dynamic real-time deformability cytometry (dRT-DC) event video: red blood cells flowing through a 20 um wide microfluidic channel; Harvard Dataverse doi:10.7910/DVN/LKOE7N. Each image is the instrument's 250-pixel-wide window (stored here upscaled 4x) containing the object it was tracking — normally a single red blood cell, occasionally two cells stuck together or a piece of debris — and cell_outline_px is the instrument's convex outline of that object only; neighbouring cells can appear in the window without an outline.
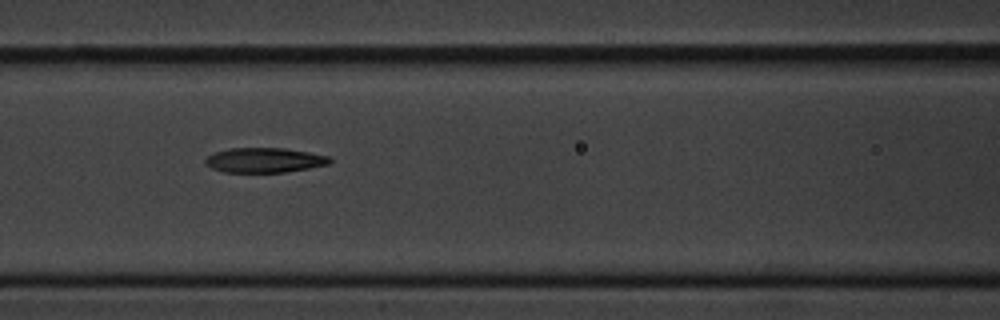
{"species": "common noctule bat (a hibernating species)", "species_latin": "Nyctalus noctula", "temperature_condition": "cold", "stored_images_in_passage": 7, "camera_frame_rate_fps": 3000, "um_per_image_px": 0.085, "animal": {"sex": "male", "body_mass_g": 20.1, "forearm_length_mm": 53.5}, "frame": {"image": 1, "passage_image": 5, "time_ms": 4.667, "image_size_px": [1000, 320], "cell_outline_px": [[332, 164], [284, 172], [224, 172], [212, 168], [204, 164], [204, 160], [208, 156], [216, 152], [228, 148], [284, 148], [308, 152], [328, 156], [332, 160]], "centroid_in_image_um": [22.48, 13.61], "position_along_channel_um": 144.1, "area_um2": 17.98}}
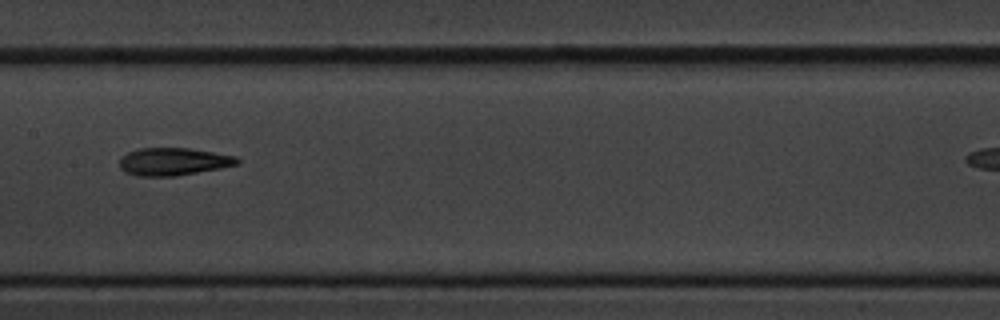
{"frame": {"image": 2, "passage_image": 6, "time_ms": 6.0, "image_size_px": [1000, 320], "cell_outline_px": [[240, 164], [220, 168], [176, 176], [136, 176], [124, 172], [120, 168], [120, 156], [128, 152], [140, 148], [192, 148], [236, 156], [240, 160]], "centroid_in_image_um": [14.73, 13.73], "position_along_channel_um": 192.7, "area_um2": 19.13}}